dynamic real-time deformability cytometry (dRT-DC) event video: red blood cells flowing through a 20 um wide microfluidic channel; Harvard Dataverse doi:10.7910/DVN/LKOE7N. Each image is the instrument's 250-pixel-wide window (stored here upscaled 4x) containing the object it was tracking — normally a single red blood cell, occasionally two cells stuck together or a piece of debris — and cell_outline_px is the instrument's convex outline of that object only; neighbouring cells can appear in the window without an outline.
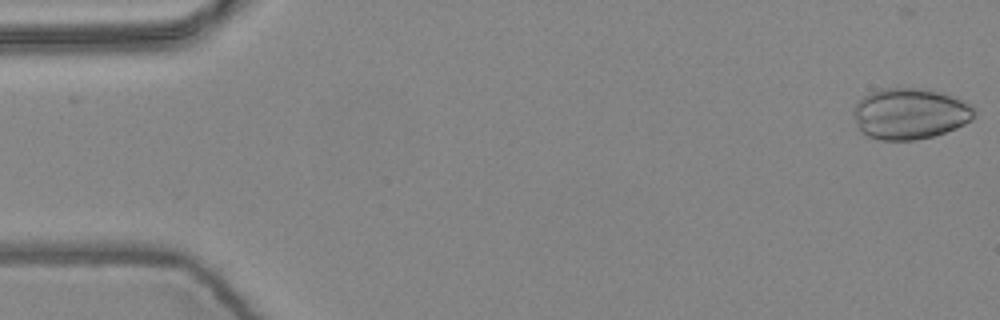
{"species": "common noctule bat (a hibernating species)", "species_latin": "Nyctalus noctula", "temperature_condition": "warm", "stored_images_in_passage": 5, "camera_frame_rate_fps": 3000, "um_per_image_px": 0.085, "animal": {"sex": "female", "body_mass_g": 24.6, "forearm_length_mm": 56.2}, "frame": {"image": 1, "passage_image": 1, "time_ms": 0.0, "image_size_px": [1000, 320], "cell_outline_px": [[976, 112], [972, 120], [956, 128], [932, 136], [916, 140], [880, 140], [864, 136], [860, 132], [856, 124], [852, 112], [852, 108], [864, 96], [880, 88], [928, 88], [944, 92], [964, 100], [976, 108]], "centroid_in_image_um": [77.35, 9.65], "position_along_channel_um": 7.7, "area_um2": 36.59}}